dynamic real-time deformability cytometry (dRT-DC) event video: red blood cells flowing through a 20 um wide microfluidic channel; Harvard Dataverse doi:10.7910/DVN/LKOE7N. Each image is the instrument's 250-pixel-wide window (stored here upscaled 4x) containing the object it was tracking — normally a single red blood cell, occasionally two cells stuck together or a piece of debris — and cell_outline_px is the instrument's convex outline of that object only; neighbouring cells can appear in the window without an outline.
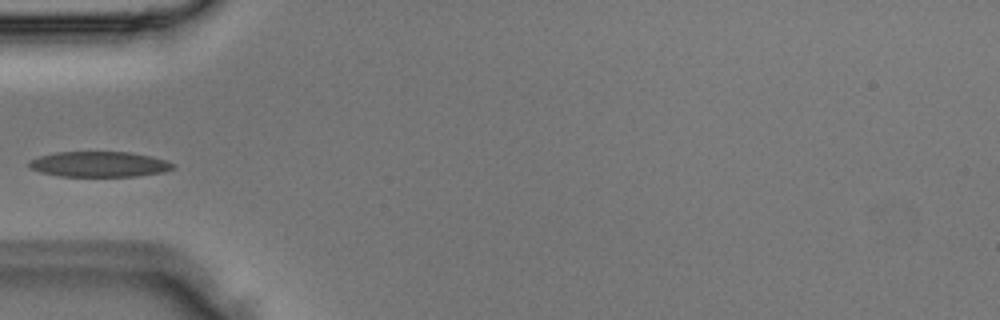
{"species": "Egyptian fruit bat (a non-hibernating species)", "species_latin": "Rousettus aegyptiacus", "temperature_condition": "room temperature", "stored_images_in_passage": 3, "camera_frame_rate_fps": 3000, "um_per_image_px": 0.085, "animal": {"sex": "male"}, "frame": {"image": 1, "passage_image": 3, "time_ms": 0.667, "image_size_px": [1000, 320], "cell_outline_px": [[176, 168], [164, 172], [136, 176], [60, 176], [40, 172], [32, 168], [28, 164], [28, 160], [40, 156], [56, 152], [132, 152], [152, 156], [168, 160], [176, 164]], "centroid_in_image_um": [8.5, 13.95], "position_along_channel_um": 76.5, "area_um2": 21.5}}